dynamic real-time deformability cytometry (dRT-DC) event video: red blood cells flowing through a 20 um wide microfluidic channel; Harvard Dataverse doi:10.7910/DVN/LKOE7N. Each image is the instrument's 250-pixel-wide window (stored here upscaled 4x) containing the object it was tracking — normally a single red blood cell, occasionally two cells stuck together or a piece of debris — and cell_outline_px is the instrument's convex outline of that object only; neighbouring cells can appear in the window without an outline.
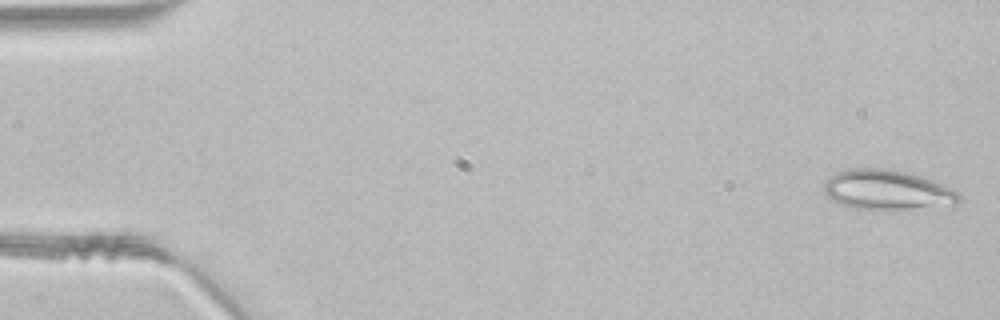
{"species": "common noctule bat (a hibernating species)", "species_latin": "Nyctalus noctula", "temperature_condition": "room temperature", "stored_images_in_passage": 46, "camera_frame_rate_fps": 3000, "um_per_image_px": 0.085, "animal": {"sex": "male", "body_mass_g": 21.5, "forearm_length_mm": 52.0}, "frame": {"image": 1, "passage_image": 1, "time_ms": 0.0, "image_size_px": [1000, 320], "cell_outline_px": [[960, 200], [952, 204], [892, 212], [852, 208], [840, 204], [832, 200], [824, 192], [824, 180], [828, 176], [848, 168], [884, 168], [908, 172], [932, 180], [952, 188], [960, 192]], "centroid_in_image_um": [75.38, 16.17], "position_along_channel_um": 9.6, "area_um2": 32.14}}
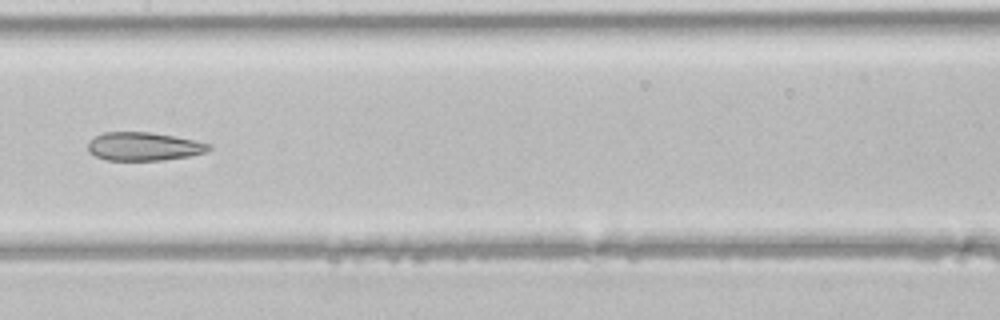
{"frame": {"image": 2, "passage_image": 23, "time_ms": 7.333, "image_size_px": [1000, 320], "cell_outline_px": [[212, 148], [208, 152], [188, 156], [164, 160], [104, 160], [88, 152], [88, 140], [104, 132], [152, 132], [212, 144]], "centroid_in_image_um": [12.21, 12.45], "position_along_channel_um": 195.2, "area_um2": 20.06}}
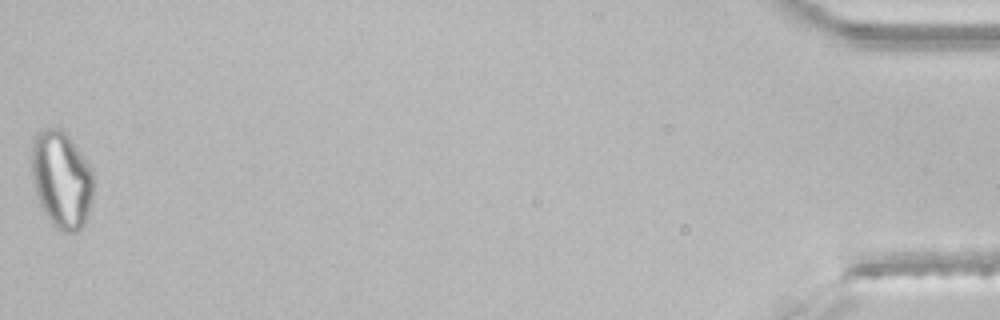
{"frame": {"image": 3, "passage_image": 46, "time_ms": 15.0, "image_size_px": [1000, 320], "cell_outline_px": [[92, 200], [84, 224], [76, 232], [64, 232], [52, 224], [44, 212], [36, 196], [32, 176], [32, 144], [36, 132], [44, 128], [60, 128], [68, 136], [92, 168]], "centroid_in_image_um": [5.21, 15.25], "position_along_channel_um": 430.0, "area_um2": 34.8}}